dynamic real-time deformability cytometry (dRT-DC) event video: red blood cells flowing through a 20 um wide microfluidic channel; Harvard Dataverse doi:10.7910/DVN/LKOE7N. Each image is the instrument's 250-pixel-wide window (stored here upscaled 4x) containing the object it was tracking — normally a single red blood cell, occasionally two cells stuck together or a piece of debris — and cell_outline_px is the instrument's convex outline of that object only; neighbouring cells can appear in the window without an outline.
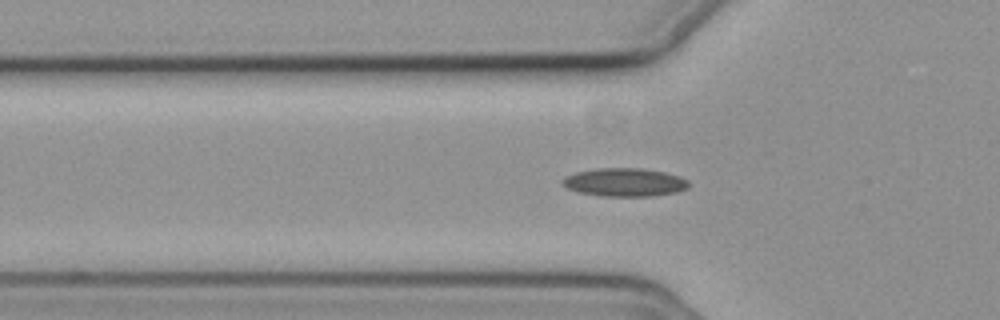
{"species": "common noctule bat (a hibernating species)", "species_latin": "Nyctalus noctula", "temperature_condition": "cold", "stored_images_in_passage": 36, "camera_frame_rate_fps": 3000, "um_per_image_px": 0.085, "animal": {"sex": "female", "body_mass_g": 19.3, "forearm_length_mm": 54.1}, "frame": {"image": 1, "passage_image": 3, "time_ms": 0.667, "image_size_px": [1000, 320], "cell_outline_px": [[688, 188], [676, 192], [652, 196], [600, 196], [576, 192], [560, 184], [560, 180], [564, 176], [576, 172], [596, 168], [640, 168], [664, 172], [680, 176], [688, 180]], "centroid_in_image_um": [53.04, 15.49], "position_along_channel_um": 72.8, "area_um2": 21.04}}
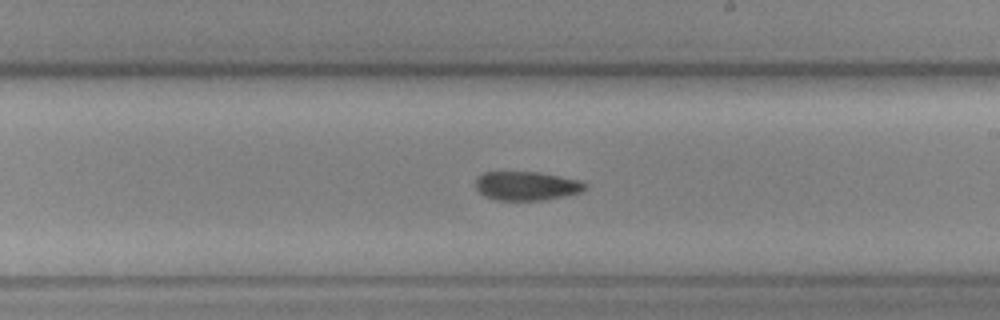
{"frame": {"image": 2, "passage_image": 17, "time_ms": 5.333, "image_size_px": [1000, 320], "cell_outline_px": [[588, 188], [580, 192], [564, 196], [544, 200], [496, 200], [484, 196], [476, 188], [476, 176], [484, 172], [540, 172], [580, 180], [588, 184]], "centroid_in_image_um": [44.77, 15.79], "position_along_channel_um": 244.2, "area_um2": 18.61}}
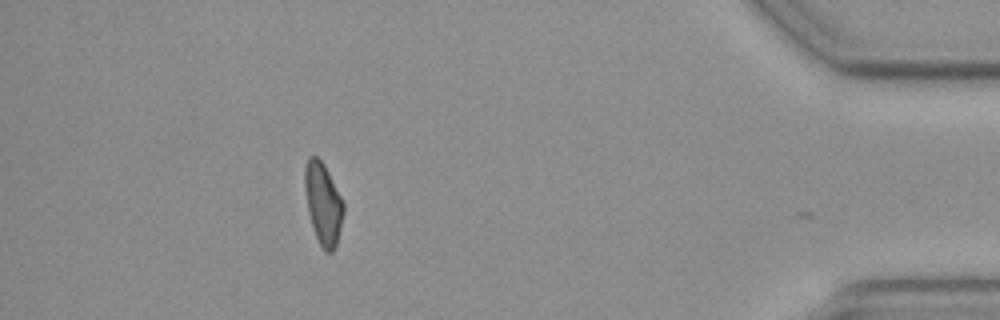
{"frame": {"image": 3, "passage_image": 35, "time_ms": 11.333, "image_size_px": [1000, 320], "cell_outline_px": [[344, 212], [336, 244], [332, 252], [324, 252], [316, 236], [308, 212], [304, 184], [304, 168], [308, 156], [316, 156], [324, 164], [344, 204]], "centroid_in_image_um": [27.45, 17.28], "position_along_channel_um": 407.8, "area_um2": 18.15}}